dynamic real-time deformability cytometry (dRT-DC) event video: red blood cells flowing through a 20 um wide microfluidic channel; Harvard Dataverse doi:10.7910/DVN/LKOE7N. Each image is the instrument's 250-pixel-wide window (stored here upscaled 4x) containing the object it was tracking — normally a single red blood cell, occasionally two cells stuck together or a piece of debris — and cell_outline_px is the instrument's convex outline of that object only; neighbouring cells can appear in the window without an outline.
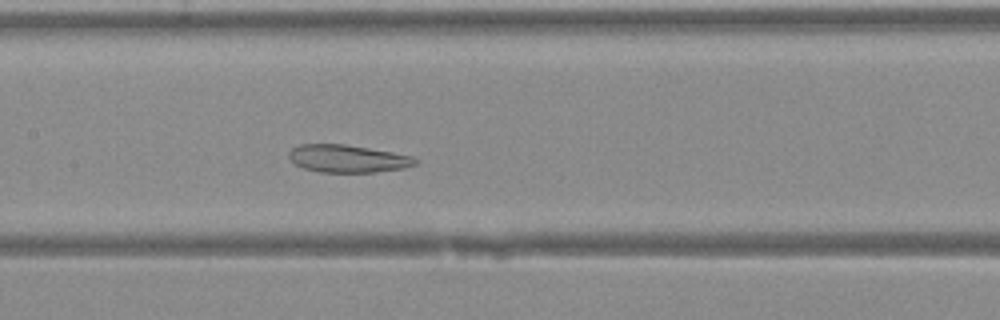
{"species": "Egyptian fruit bat (a non-hibernating species)", "species_latin": "Rousettus aegyptiacus", "temperature_condition": "warm", "stored_images_in_passage": 31, "camera_frame_rate_fps": 3000, "um_per_image_px": 0.085, "animal": {"sex": "female"}, "frame": {"image": 1, "passage_image": 10, "time_ms": 3.0, "image_size_px": [1000, 320], "cell_outline_px": [[420, 160], [416, 164], [404, 168], [376, 172], [320, 172], [304, 168], [296, 164], [288, 156], [288, 152], [292, 148], [300, 144], [344, 144], [392, 152], [412, 156]], "centroid_in_image_um": [29.57, 13.48], "position_along_channel_um": 177.8, "area_um2": 20.29}}
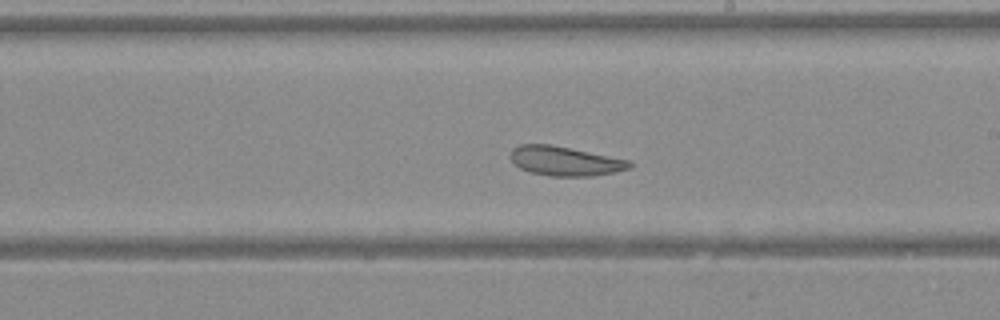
{"frame": {"image": 2, "passage_image": 14, "time_ms": 4.333, "image_size_px": [1000, 320], "cell_outline_px": [[632, 168], [592, 176], [552, 176], [532, 172], [520, 168], [512, 160], [512, 148], [520, 144], [552, 144], [628, 160], [632, 164]], "centroid_in_image_um": [48.03, 13.68], "position_along_channel_um": 241.0, "area_um2": 20.06}}
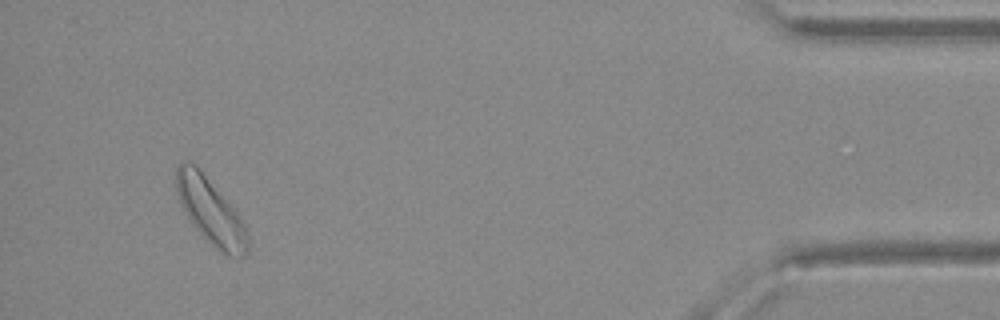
{"frame": {"image": 3, "passage_image": 29, "time_ms": 9.333, "image_size_px": [1000, 320], "cell_outline_px": [[248, 252], [240, 260], [236, 260], [228, 256], [216, 248], [192, 224], [176, 192], [176, 168], [180, 164], [196, 164], [200, 168], [240, 216], [248, 232]], "centroid_in_image_um": [17.95, 18.01], "position_along_channel_um": 417.2, "area_um2": 27.05}}